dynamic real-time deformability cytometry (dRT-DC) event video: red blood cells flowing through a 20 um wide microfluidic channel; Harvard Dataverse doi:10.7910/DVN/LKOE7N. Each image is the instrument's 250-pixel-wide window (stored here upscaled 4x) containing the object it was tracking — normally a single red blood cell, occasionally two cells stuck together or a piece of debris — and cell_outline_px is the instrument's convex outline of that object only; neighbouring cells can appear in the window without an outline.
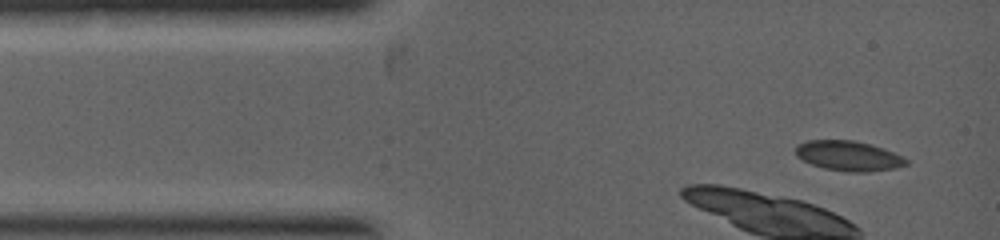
{"species": "common noctule bat (a hibernating species)", "species_latin": "Nyctalus noctula", "temperature_condition": "warm", "stored_images_in_passage": 1, "camera_frame_rate_fps": 5000, "um_per_image_px": 0.085, "animal": {"sex": "female", "body_mass_g": 19.0, "forearm_length_mm": 53.3}, "frame": {"image": 1, "passage_image": 1, "time_ms": 0.0, "image_size_px": [1000, 240], "cell_outline_px": [[908, 164], [896, 168], [868, 172], [848, 172], [824, 168], [812, 164], [796, 156], [796, 148], [800, 144], [808, 140], [852, 140], [868, 144], [904, 156], [908, 160]], "centroid_in_image_um": [72.15, 13.26], "position_along_channel_um": 12.9, "area_um2": 19.07}}